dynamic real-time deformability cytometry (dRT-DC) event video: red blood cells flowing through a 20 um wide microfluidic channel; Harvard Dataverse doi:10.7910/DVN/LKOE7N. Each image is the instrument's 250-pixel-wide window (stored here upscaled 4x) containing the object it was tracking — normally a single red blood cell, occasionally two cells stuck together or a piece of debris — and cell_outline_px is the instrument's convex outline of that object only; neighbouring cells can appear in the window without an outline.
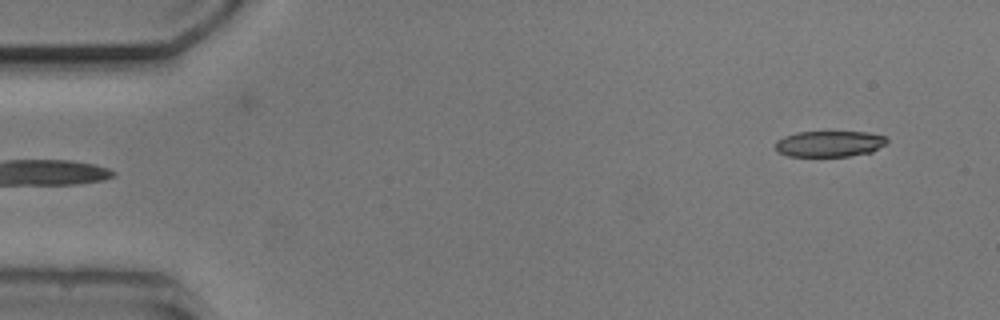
{"species": "common noctule bat (a hibernating species)", "species_latin": "Nyctalus noctula", "temperature_condition": "cold", "stored_images_in_passage": 4, "segment_of_instrument_passage": [2, 2], "camera_frame_rate_fps": 3000, "um_per_image_px": 0.085, "animal": {"sex": "male", "body_mass_g": 20.5, "forearm_length_mm": 52.5}, "frame": {"image": 1, "passage_image": 4, "time_ms": 5.333, "image_size_px": [1000, 320], "cell_outline_px": [[888, 140], [884, 144], [872, 152], [848, 156], [788, 156], [776, 152], [776, 140], [784, 136], [796, 132], [868, 132], [884, 136]], "centroid_in_image_um": [70.46, 12.22], "position_along_channel_um": 14.5, "area_um2": 16.88}}